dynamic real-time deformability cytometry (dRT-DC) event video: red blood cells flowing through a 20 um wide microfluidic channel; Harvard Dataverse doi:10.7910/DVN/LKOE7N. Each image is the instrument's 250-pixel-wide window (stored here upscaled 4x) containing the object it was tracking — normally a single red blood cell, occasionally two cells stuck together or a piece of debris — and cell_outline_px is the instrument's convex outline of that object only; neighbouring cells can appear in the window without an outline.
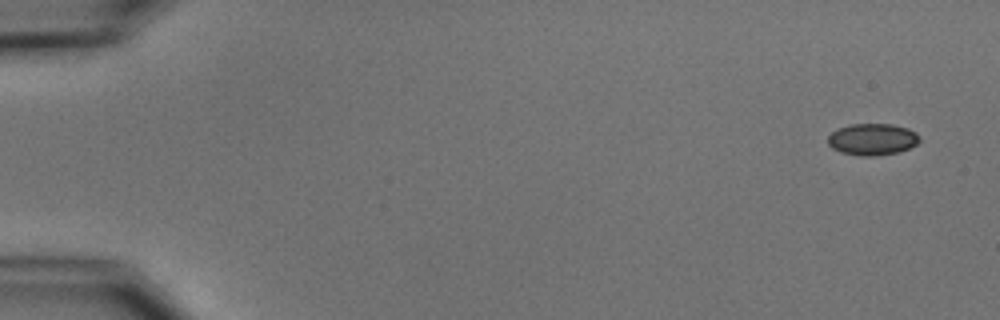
{"species": "common noctule bat (a hibernating species)", "species_latin": "Nyctalus noctula", "temperature_condition": "cold", "stored_images_in_passage": 3, "camera_frame_rate_fps": 3000, "um_per_image_px": 0.085, "animal": {"sex": "male", "body_mass_g": 15.6}, "frame": {"image": 1, "passage_image": 1, "time_ms": 0.0, "image_size_px": [1000, 320], "cell_outline_px": [[920, 140], [916, 144], [900, 152], [876, 156], [860, 156], [840, 152], [832, 148], [828, 144], [828, 136], [832, 132], [840, 128], [852, 124], [892, 124], [908, 128], [916, 132], [920, 136]], "centroid_in_image_um": [74.17, 11.85], "position_along_channel_um": 10.8, "area_um2": 16.99}}